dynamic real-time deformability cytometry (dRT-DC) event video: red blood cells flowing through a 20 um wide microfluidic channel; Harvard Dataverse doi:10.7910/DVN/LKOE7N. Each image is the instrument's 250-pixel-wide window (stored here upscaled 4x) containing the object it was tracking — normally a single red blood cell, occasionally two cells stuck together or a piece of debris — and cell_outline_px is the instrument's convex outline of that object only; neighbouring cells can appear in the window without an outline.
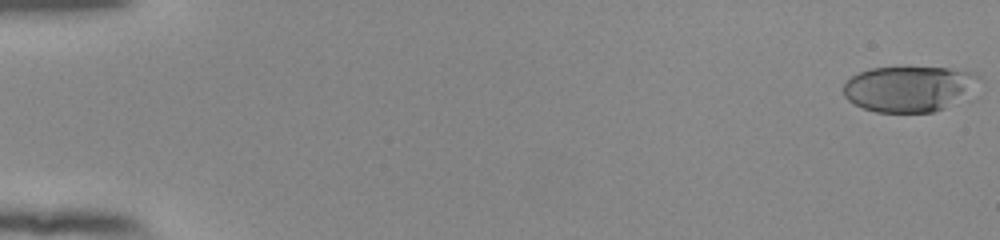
{"species": "human", "species_latin": "Homo sapiens", "temperature_condition": "room temperature", "stored_images_in_passage": 55, "camera_frame_rate_fps": 3000, "um_per_image_px": 0.085, "donor": {"sex": "female"}, "frame": {"image": 1, "passage_image": 1, "time_ms": 0.0, "image_size_px": [1000, 240], "cell_outline_px": [[984, 80], [976, 100], [932, 112], [876, 112], [864, 108], [848, 100], [844, 96], [844, 84], [852, 76], [868, 68], [948, 68], [976, 72]], "centroid_in_image_um": [77.55, 7.57], "position_along_channel_um": 7.5, "area_um2": 37.8}}
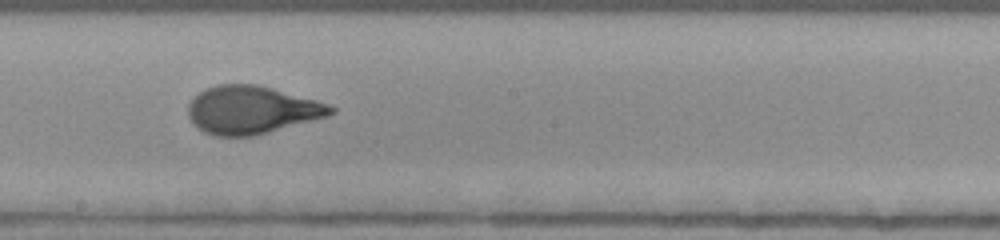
{"frame": {"image": 2, "passage_image": 32, "time_ms": 10.333, "image_size_px": [1000, 240], "cell_outline_px": [[336, 112], [328, 116], [268, 132], [252, 136], [216, 136], [204, 132], [192, 124], [188, 116], [188, 104], [204, 88], [216, 84], [256, 84], [272, 88], [316, 100], [328, 104], [336, 108]], "centroid_in_image_um": [21.37, 9.34], "position_along_channel_um": 226.8, "area_um2": 39.77}}
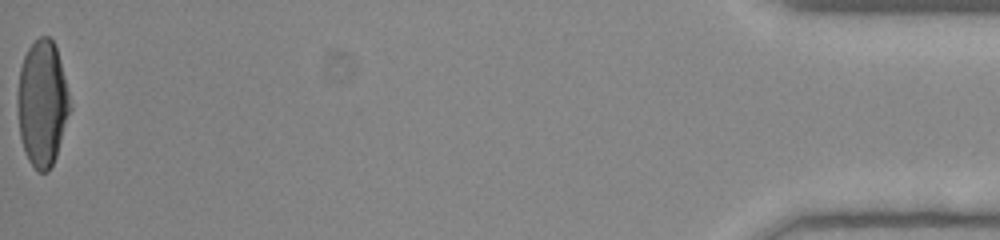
{"frame": {"image": 3, "passage_image": 55, "time_ms": 18.0, "image_size_px": [1000, 240], "cell_outline_px": [[72, 108], [56, 156], [48, 172], [36, 172], [28, 160], [24, 152], [20, 136], [16, 104], [16, 100], [20, 68], [24, 56], [28, 48], [40, 36], [48, 36], [52, 40], [56, 48], [68, 92]], "centroid_in_image_um": [3.58, 8.83], "position_along_channel_um": 431.6, "area_um2": 38.61}, "authors_computed_cell_mechanics": {"area_um2": 38.6104, "velocity_mm_per_s": 3.8614, "shape_relaxation_time_tau1_ms": 4.6681, "shape_relaxation_time_tau2_ms": null, "deformation_change_tau1": 0.2108, "deformation_change_tau2": null}}